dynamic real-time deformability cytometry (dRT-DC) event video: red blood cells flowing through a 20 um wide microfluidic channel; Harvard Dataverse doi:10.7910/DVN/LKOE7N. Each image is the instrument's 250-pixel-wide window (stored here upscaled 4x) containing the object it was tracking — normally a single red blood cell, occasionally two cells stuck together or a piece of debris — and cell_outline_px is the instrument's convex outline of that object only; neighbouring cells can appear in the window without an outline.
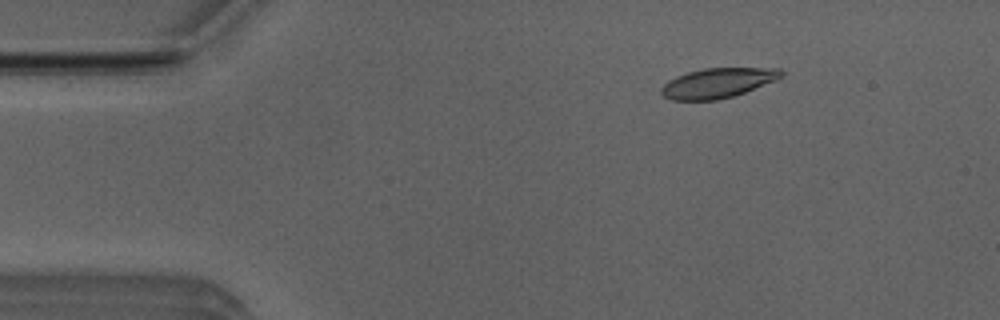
{"species": "Egyptian fruit bat (a non-hibernating species)", "species_latin": "Rousettus aegyptiacus", "temperature_condition": "room temperature", "stored_images_in_passage": 51, "camera_frame_rate_fps": 3000, "um_per_image_px": 0.085, "animal": {"sex": "male"}, "frame": {"image": 1, "passage_image": 7, "time_ms": 2.0, "image_size_px": [1000, 320], "cell_outline_px": [[784, 76], [776, 80], [744, 92], [732, 96], [716, 100], [672, 100], [664, 96], [660, 92], [660, 88], [668, 80], [676, 76], [688, 72], [704, 68], [780, 68], [784, 72]], "centroid_in_image_um": [61.0, 7.04], "position_along_channel_um": 24.0, "area_um2": 20.81}}
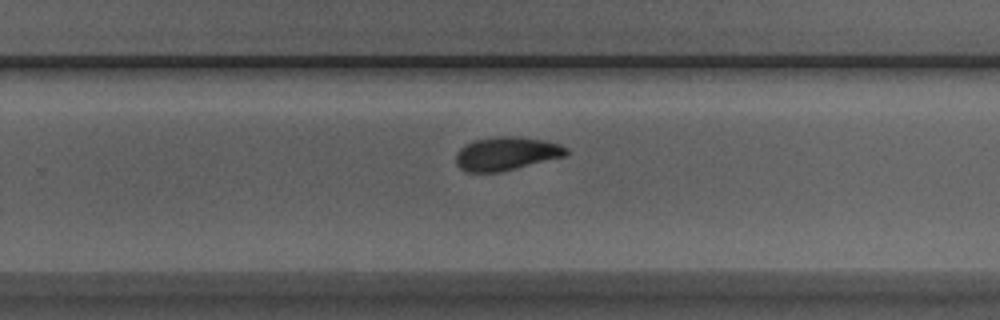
{"frame": {"image": 2, "passage_image": 32, "time_ms": 10.333, "image_size_px": [1000, 320], "cell_outline_px": [[568, 152], [564, 156], [500, 172], [468, 172], [460, 168], [456, 164], [456, 152], [464, 144], [476, 140], [496, 136], [520, 136], [544, 140], [560, 144], [568, 148]], "centroid_in_image_um": [43.02, 13.04], "position_along_channel_um": 286.8, "area_um2": 21.5}}
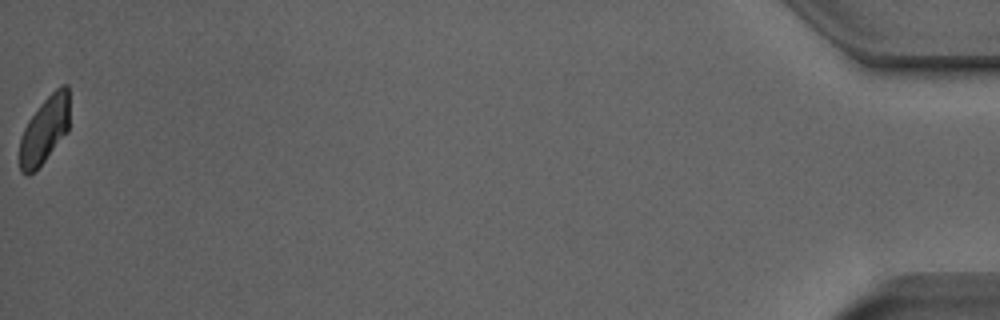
{"frame": {"image": 3, "passage_image": 51, "time_ms": 16.667, "image_size_px": [1000, 320], "cell_outline_px": [[68, 132], [44, 160], [28, 176], [20, 172], [20, 136], [28, 120], [40, 104], [60, 84], [68, 84]], "centroid_in_image_um": [3.78, 11.03], "position_along_channel_um": 431.4, "area_um2": 19.25}, "authors_computed_cell_mechanics": {"area_um2": 21.386, "velocity_mm_per_s": 3.9735, "shape_relaxation_time_tau1_ms": 4.4652, "shape_relaxation_time_tau2_ms": 2.9033, "deformation_change_tau1": 0.136, "deformation_change_tau2": 0.0705}}